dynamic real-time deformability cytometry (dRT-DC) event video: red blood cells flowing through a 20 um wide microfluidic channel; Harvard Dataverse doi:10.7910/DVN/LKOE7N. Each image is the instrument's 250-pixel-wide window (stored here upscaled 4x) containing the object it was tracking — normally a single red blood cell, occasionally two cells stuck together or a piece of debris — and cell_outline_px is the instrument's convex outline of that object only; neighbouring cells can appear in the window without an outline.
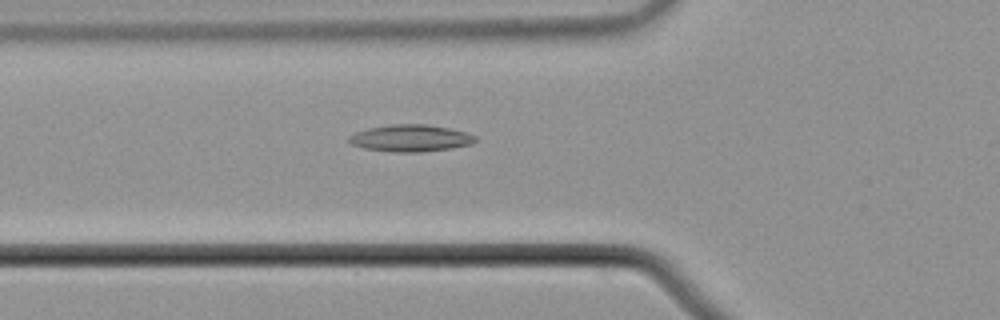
{"species": "common noctule bat (a hibernating species)", "species_latin": "Nyctalus noctula", "temperature_condition": "cold", "stored_images_in_passage": 55, "camera_frame_rate_fps": 3000, "um_per_image_px": 0.085, "animal": {"sex": "male", "body_mass_g": 21.5, "forearm_length_mm": 52.0}, "frame": {"image": 1, "passage_image": 20, "time_ms": 6.333, "image_size_px": [1000, 320], "cell_outline_px": [[476, 140], [472, 144], [452, 148], [420, 152], [392, 152], [364, 148], [352, 144], [348, 140], [348, 136], [356, 132], [368, 128], [392, 124], [428, 124], [448, 128], [464, 132], [476, 136]], "centroid_in_image_um": [34.89, 11.74], "position_along_channel_um": 90.9, "area_um2": 19.77}}
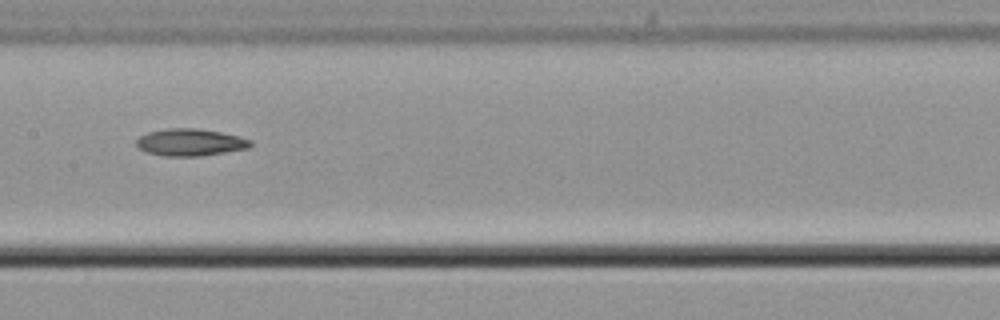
{"frame": {"image": 2, "passage_image": 28, "time_ms": 9.0, "image_size_px": [1000, 320], "cell_outline_px": [[252, 144], [248, 148], [200, 156], [164, 156], [148, 152], [140, 148], [136, 144], [136, 140], [140, 136], [148, 132], [168, 128], [196, 128], [220, 132], [240, 136], [252, 140]], "centroid_in_image_um": [16.18, 12.09], "position_along_channel_um": 191.2, "area_um2": 17.92}}
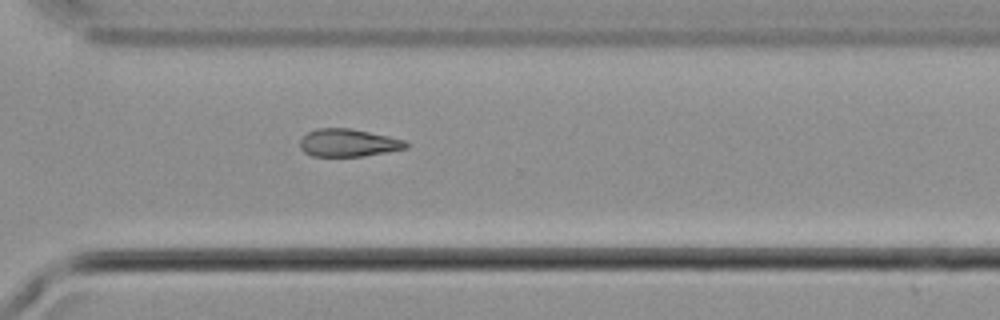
{"frame": {"image": 3, "passage_image": 40, "time_ms": 13.0, "image_size_px": [1000, 320], "cell_outline_px": [[408, 148], [364, 156], [312, 156], [304, 152], [300, 148], [300, 140], [308, 132], [316, 128], [352, 128], [388, 136], [404, 140], [408, 144]], "centroid_in_image_um": [29.59, 12.14], "position_along_channel_um": 341.0, "area_um2": 17.11}, "authors_computed_cell_mechanics": {"area_um2": 18.3226, "velocity_mm_per_s": 3.7404, "shape_relaxation_time_tau1_ms": 7.3119, "shape_relaxation_time_tau2_ms": null, "deformation_change_tau1": 0.1202, "deformation_change_tau2": null}}